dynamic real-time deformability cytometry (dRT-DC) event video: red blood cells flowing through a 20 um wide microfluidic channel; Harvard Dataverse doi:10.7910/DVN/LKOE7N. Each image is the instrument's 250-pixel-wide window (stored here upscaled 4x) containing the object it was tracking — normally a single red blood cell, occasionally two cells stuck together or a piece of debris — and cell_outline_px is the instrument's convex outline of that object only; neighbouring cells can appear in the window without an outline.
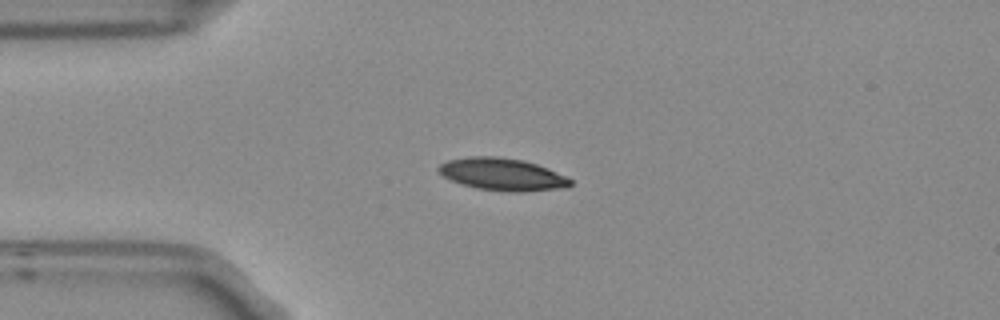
{"species": "Egyptian fruit bat (a non-hibernating species)", "species_latin": "Rousettus aegyptiacus", "temperature_condition": "room temperature", "stored_images_in_passage": 7, "camera_frame_rate_fps": 3000, "um_per_image_px": 0.085, "frame": {"image": 1, "passage_image": 2, "time_ms": 0.333, "image_size_px": [1000, 320], "cell_outline_px": [[572, 184], [568, 188], [524, 192], [512, 192], [476, 188], [452, 180], [444, 176], [436, 168], [440, 164], [448, 160], [468, 156], [496, 156], [524, 160], [548, 168], [572, 180]], "centroid_in_image_um": [42.73, 14.82], "position_along_channel_um": 42.3, "area_um2": 24.85}}
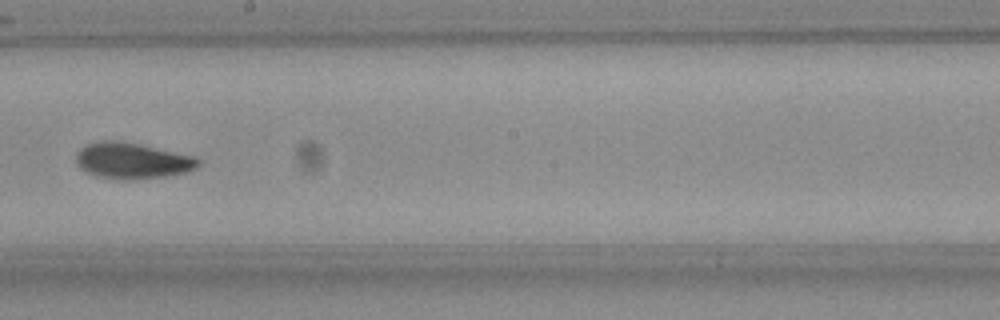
{"frame": {"image": 2, "passage_image": 7, "time_ms": 2.0, "image_size_px": [1000, 320], "cell_outline_px": [[200, 164], [196, 168], [184, 172], [168, 176], [96, 176], [80, 168], [76, 164], [76, 152], [80, 148], [88, 144], [100, 140], [116, 140], [136, 144], [192, 156], [200, 160]], "centroid_in_image_um": [11.19, 13.6], "position_along_channel_um": 237.0, "area_um2": 24.28}}